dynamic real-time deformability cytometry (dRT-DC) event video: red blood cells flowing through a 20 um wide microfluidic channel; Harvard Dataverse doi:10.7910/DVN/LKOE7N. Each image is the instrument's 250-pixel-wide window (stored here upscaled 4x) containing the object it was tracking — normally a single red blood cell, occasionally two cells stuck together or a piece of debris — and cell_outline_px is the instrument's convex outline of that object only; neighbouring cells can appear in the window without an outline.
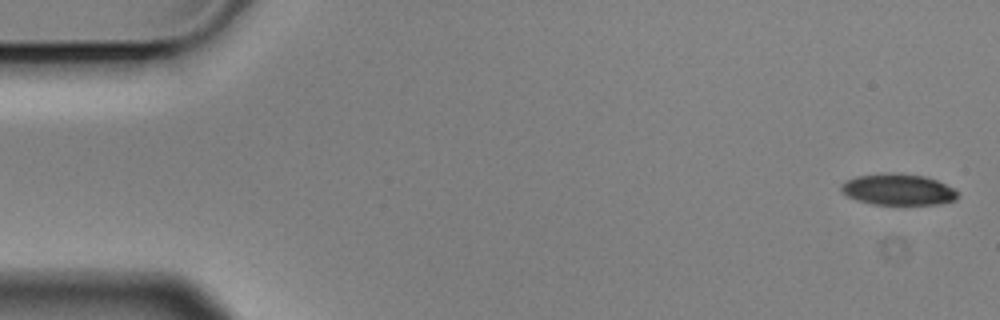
{"species": "Egyptian fruit bat (a non-hibernating species)", "species_latin": "Rousettus aegyptiacus", "temperature_condition": "cold", "stored_images_in_passage": 6, "camera_frame_rate_fps": 3000, "um_per_image_px": 0.085, "animal": {"sex": "male"}, "frame": {"image": 1, "passage_image": 1, "time_ms": 0.0, "image_size_px": [1000, 320], "cell_outline_px": [[956, 200], [940, 204], [872, 204], [856, 200], [840, 192], [840, 184], [844, 180], [856, 176], [888, 172], [896, 172], [924, 176], [936, 180], [956, 188]], "centroid_in_image_um": [76.29, 16.09], "position_along_channel_um": 8.7, "area_um2": 21.5}}
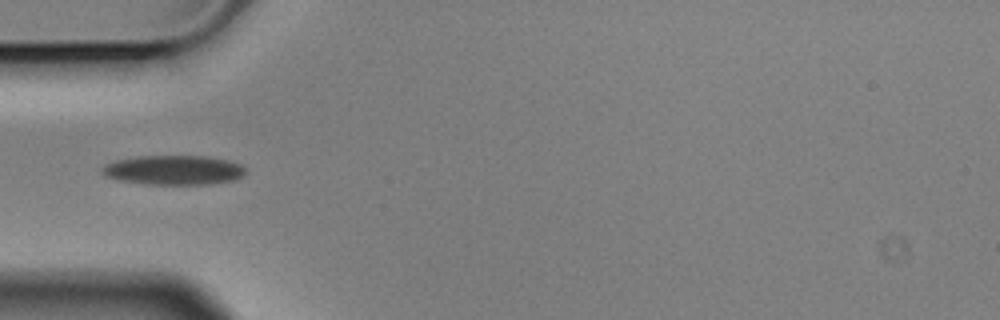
{"frame": {"image": 2, "passage_image": 5, "time_ms": 1.333, "image_size_px": [1000, 320], "cell_outline_px": [[244, 176], [236, 180], [204, 184], [148, 184], [124, 180], [104, 176], [100, 172], [100, 168], [104, 164], [116, 160], [136, 156], [208, 156], [228, 160], [240, 164], [244, 168]], "centroid_in_image_um": [14.75, 14.44], "position_along_channel_um": 70.3, "area_um2": 24.62}}
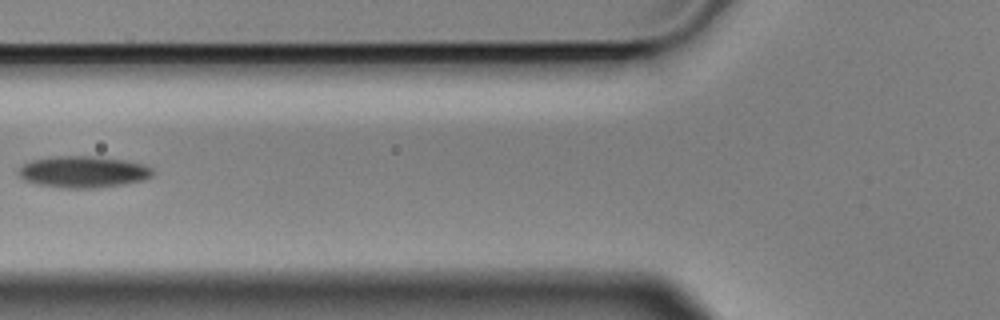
{"frame": {"image": 3, "passage_image": 6, "time_ms": 1.667, "image_size_px": [1000, 320], "cell_outline_px": [[152, 176], [144, 180], [124, 184], [96, 188], [60, 188], [36, 184], [24, 180], [16, 172], [24, 164], [32, 160], [56, 156], [96, 156], [124, 160], [144, 164], [152, 168]], "centroid_in_image_um": [7.07, 14.61], "position_along_channel_um": 118.7, "area_um2": 24.8}}